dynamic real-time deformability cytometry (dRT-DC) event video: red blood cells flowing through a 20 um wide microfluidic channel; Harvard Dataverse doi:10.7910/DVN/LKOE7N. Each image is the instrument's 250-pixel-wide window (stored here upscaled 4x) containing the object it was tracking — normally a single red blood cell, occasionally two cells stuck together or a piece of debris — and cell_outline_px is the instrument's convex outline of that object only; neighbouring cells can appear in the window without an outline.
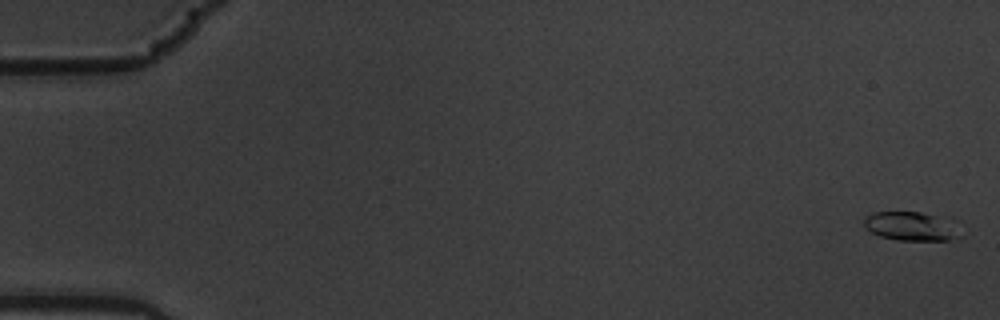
{"species": "common noctule bat (a hibernating species)", "species_latin": "Nyctalus noctula", "temperature_condition": "warm", "stored_images_in_passage": 59, "camera_frame_rate_fps": 3000, "um_per_image_px": 0.085, "animal": {"sex": "male", "body_mass_g": 19.5, "forearm_length_mm": 54.6}, "frame": {"image": 1, "passage_image": 2, "time_ms": 0.333, "image_size_px": [1000, 320], "cell_outline_px": [[964, 236], [948, 240], [896, 240], [880, 236], [864, 228], [864, 220], [872, 212], [920, 212], [952, 216], [960, 220]], "centroid_in_image_um": [77.68, 19.21], "position_along_channel_um": 7.3, "area_um2": 17.34}}
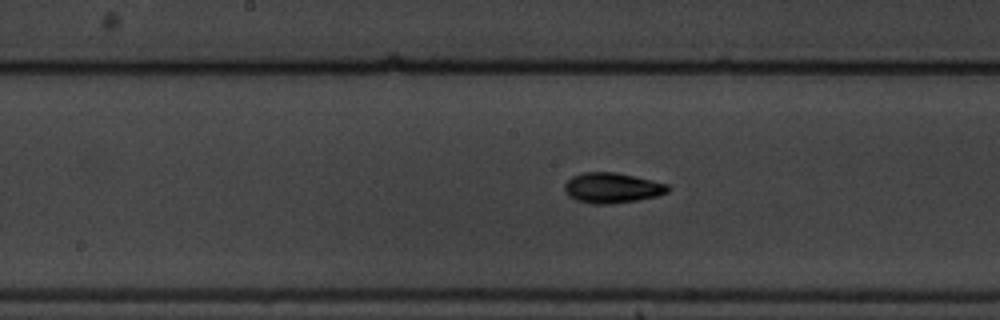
{"frame": {"image": 2, "passage_image": 31, "time_ms": 10.0, "image_size_px": [1000, 320], "cell_outline_px": [[672, 188], [668, 192], [656, 196], [636, 200], [612, 204], [592, 204], [576, 200], [568, 196], [564, 192], [564, 184], [572, 176], [584, 172], [616, 172], [668, 184]], "centroid_in_image_um": [52.01, 15.97], "position_along_channel_um": 196.2, "area_um2": 18.32}}
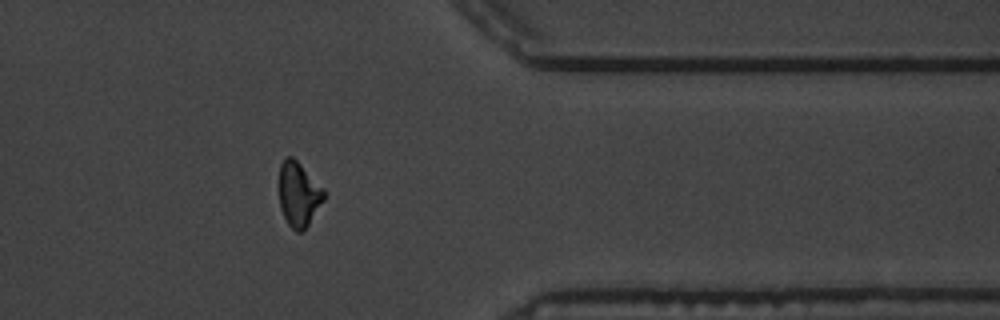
{"frame": {"image": 3, "passage_image": 48, "time_ms": 15.667, "image_size_px": [1000, 320], "cell_outline_px": [[324, 200], [308, 224], [300, 232], [296, 232], [288, 224], [280, 208], [280, 164], [284, 156], [292, 156], [324, 188]], "centroid_in_image_um": [25.38, 16.49], "position_along_channel_um": 386.0, "area_um2": 16.65}, "authors_computed_cell_mechanics": {"area_um2": 16.5886, "velocity_mm_per_s": 3.5759, "shape_relaxation_time_tau1_ms": 5.3409, "shape_relaxation_time_tau2_ms": 3.2027, "deformation_change_tau1": 0.1876, "deformation_change_tau2": 0.0931}}